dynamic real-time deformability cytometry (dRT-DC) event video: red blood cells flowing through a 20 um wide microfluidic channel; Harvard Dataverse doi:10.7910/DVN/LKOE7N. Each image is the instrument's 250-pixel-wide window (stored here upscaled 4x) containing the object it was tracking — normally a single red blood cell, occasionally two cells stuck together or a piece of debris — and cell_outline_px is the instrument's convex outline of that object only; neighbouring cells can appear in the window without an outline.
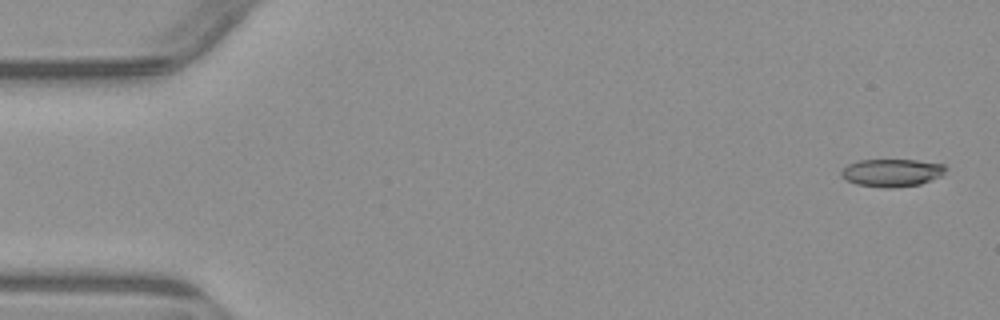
{"species": "common noctule bat (a hibernating species)", "species_latin": "Nyctalus noctula", "temperature_condition": "warm", "stored_images_in_passage": 4, "segment_of_instrument_passage": [2, 2], "camera_frame_rate_fps": 3000, "um_per_image_px": 0.085, "animal": {"sex": "male", "body_mass_g": 23.1, "forearm_length_mm": 52.7}, "frame": {"image": 1, "passage_image": 4, "time_ms": 4.667, "image_size_px": [1000, 320], "cell_outline_px": [[948, 168], [940, 176], [920, 184], [892, 188], [856, 184], [840, 176], [840, 172], [848, 164], [856, 160], [916, 160], [944, 164]], "centroid_in_image_um": [75.8, 14.67], "position_along_channel_um": 9.2, "area_um2": 16.76}}